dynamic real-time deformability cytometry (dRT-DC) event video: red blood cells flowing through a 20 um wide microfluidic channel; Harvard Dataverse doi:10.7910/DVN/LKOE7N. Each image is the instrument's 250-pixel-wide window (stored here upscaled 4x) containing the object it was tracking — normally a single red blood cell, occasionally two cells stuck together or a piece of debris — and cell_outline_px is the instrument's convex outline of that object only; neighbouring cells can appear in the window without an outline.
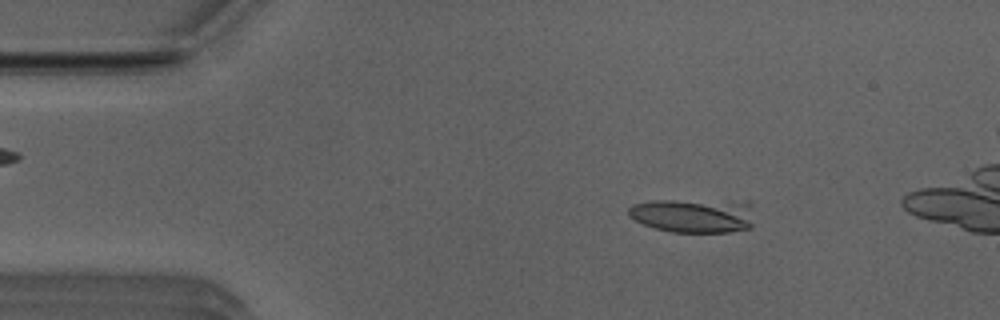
{"species": "Egyptian fruit bat (a non-hibernating species)", "species_latin": "Rousettus aegyptiacus", "temperature_condition": "room temperature", "stored_images_in_passage": 11, "camera_frame_rate_fps": 3000, "um_per_image_px": 0.085, "animal": {"sex": "male"}, "frame": {"image": 1, "passage_image": 7, "time_ms": 2.0, "image_size_px": [1000, 320], "cell_outline_px": [[752, 228], [728, 232], [672, 232], [656, 228], [644, 224], [628, 216], [628, 208], [632, 204], [652, 200], [752, 200]], "centroid_in_image_um": [59.02, 18.29], "position_along_channel_um": 26.0, "area_um2": 25.72}}